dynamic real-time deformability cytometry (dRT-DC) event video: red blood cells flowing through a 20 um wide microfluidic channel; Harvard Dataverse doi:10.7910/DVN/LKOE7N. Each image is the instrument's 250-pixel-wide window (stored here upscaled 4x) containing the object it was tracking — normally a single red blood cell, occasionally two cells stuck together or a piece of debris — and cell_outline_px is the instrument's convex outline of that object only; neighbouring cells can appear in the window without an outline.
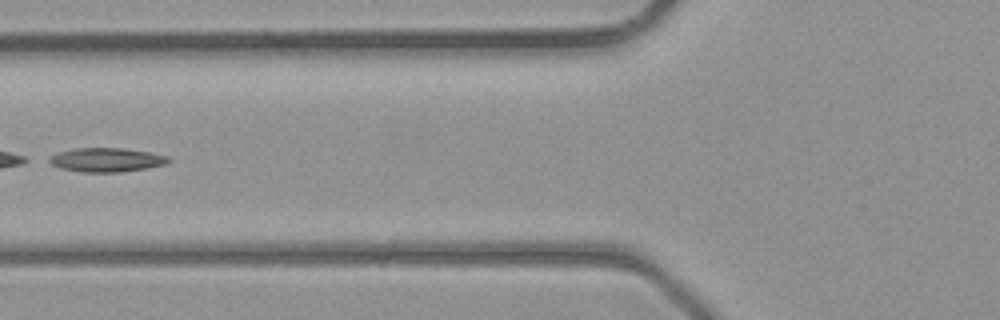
{"species": "common noctule bat (a hibernating species)", "species_latin": "Nyctalus noctula", "temperature_condition": "room temperature", "stored_images_in_passage": 4, "camera_frame_rate_fps": 3000, "um_per_image_px": 0.085, "animal": {"sex": "male", "body_mass_g": 23.1, "forearm_length_mm": 52.7}, "frame": {"image": 1, "passage_image": 4, "time_ms": 4.667, "image_size_px": [1000, 320], "cell_outline_px": [[172, 160], [164, 164], [148, 168], [120, 172], [80, 172], [60, 168], [44, 160], [60, 152], [76, 148], [120, 148], [148, 152], [168, 156]], "centroid_in_image_um": [9.04, 13.59], "position_along_channel_um": 116.8, "area_um2": 16.59}}